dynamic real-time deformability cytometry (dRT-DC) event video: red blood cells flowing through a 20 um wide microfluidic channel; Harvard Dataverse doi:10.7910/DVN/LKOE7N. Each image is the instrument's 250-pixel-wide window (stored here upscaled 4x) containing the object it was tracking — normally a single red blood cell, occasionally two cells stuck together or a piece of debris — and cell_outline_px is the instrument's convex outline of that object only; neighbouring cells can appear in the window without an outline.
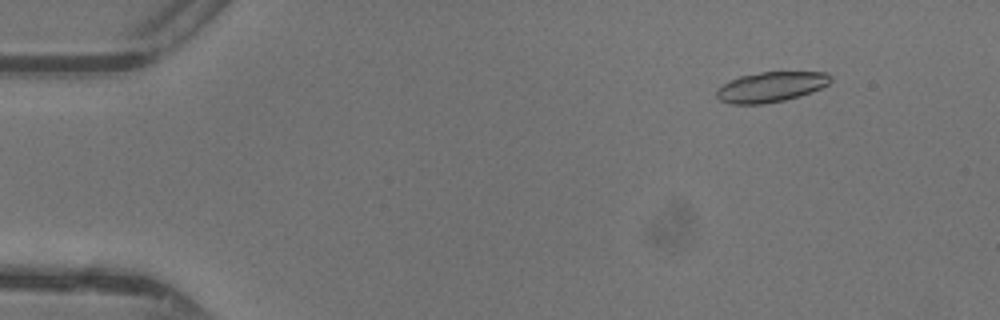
{"species": "common noctule bat (a hibernating species)", "species_latin": "Nyctalus noctula", "temperature_condition": "warm", "stored_images_in_passage": 48, "camera_frame_rate_fps": 3000, "um_per_image_px": 0.085, "animal": {"sex": "female"}, "frame": {"image": 1, "passage_image": 6, "time_ms": 1.667, "image_size_px": [1000, 320], "cell_outline_px": [[832, 80], [828, 84], [812, 92], [800, 96], [784, 100], [764, 104], [732, 104], [720, 100], [716, 96], [716, 88], [740, 76], [760, 72], [828, 72], [832, 76]], "centroid_in_image_um": [65.55, 7.39], "position_along_channel_um": 19.5, "area_um2": 20.06}}
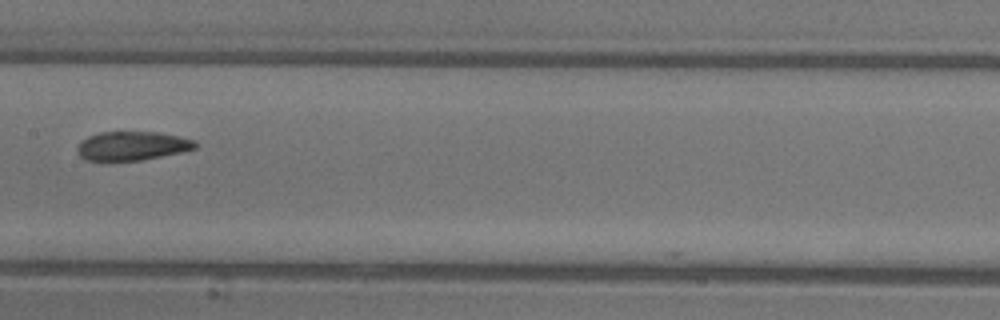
{"frame": {"image": 2, "passage_image": 25, "time_ms": 8.0, "image_size_px": [1000, 320], "cell_outline_px": [[196, 148], [180, 152], [140, 160], [88, 160], [80, 156], [76, 148], [80, 140], [88, 136], [100, 132], [160, 132], [196, 140]], "centroid_in_image_um": [11.21, 12.38], "position_along_channel_um": 196.2, "area_um2": 19.71}}
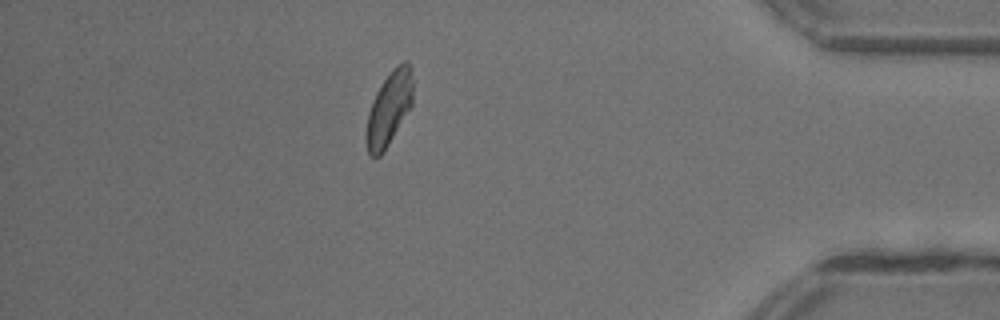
{"frame": {"image": 3, "passage_image": 42, "time_ms": 13.667, "image_size_px": [1000, 320], "cell_outline_px": [[412, 104], [384, 152], [380, 156], [372, 156], [368, 152], [364, 136], [368, 112], [376, 92], [380, 84], [392, 68], [396, 64], [404, 60], [408, 60], [412, 68]], "centroid_in_image_um": [33.05, 9.18], "position_along_channel_um": 402.1, "area_um2": 20.29}, "authors_computed_cell_mechanics": {"area_um2": 20.4612, "velocity_mm_per_s": 4.3888, "shape_relaxation_time_tau1_ms": 4.1063, "shape_relaxation_time_tau2_ms": 1.6808, "deformation_change_tau1": 0.1256, "deformation_change_tau2": 0.0676}}